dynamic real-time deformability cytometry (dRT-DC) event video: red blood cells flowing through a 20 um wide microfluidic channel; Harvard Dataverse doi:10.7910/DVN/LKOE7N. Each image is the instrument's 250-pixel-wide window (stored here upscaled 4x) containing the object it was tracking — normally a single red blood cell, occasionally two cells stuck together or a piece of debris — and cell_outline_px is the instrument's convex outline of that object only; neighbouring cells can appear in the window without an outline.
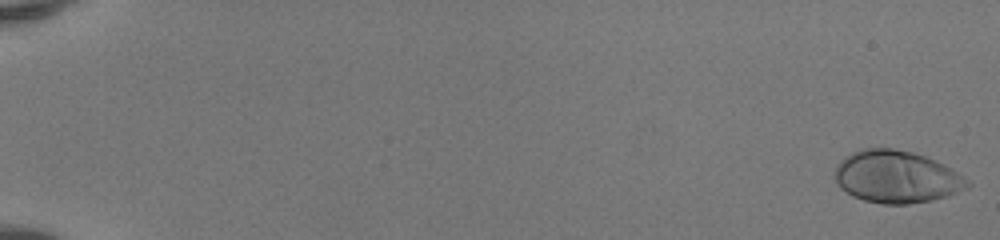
{"species": "human", "species_latin": "Homo sapiens", "temperature_condition": "room temperature", "stored_images_in_passage": 51, "camera_frame_rate_fps": 3000, "um_per_image_px": 0.085, "donor": {"sex": "female"}, "frame": {"image": 1, "passage_image": 1, "time_ms": 0.0, "image_size_px": [1000, 240], "cell_outline_px": [[972, 184], [968, 188], [948, 196], [932, 200], [908, 204], [884, 204], [864, 200], [852, 196], [840, 188], [836, 184], [836, 164], [844, 156], [860, 148], [892, 148], [912, 152], [924, 156], [964, 176]], "centroid_in_image_um": [76.17, 15.04], "position_along_channel_um": 8.8, "area_um2": 40.34}}
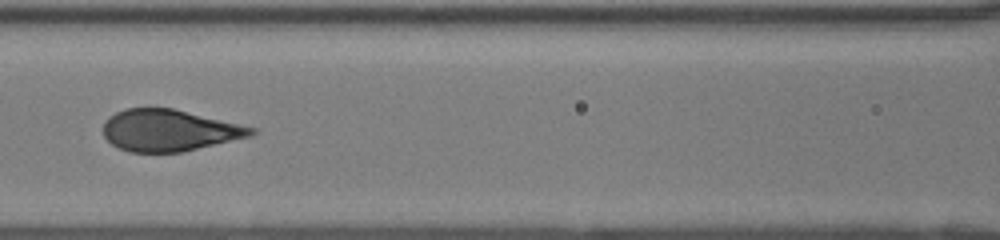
{"frame": {"image": 2, "passage_image": 26, "time_ms": 8.333, "image_size_px": [1000, 240], "cell_outline_px": [[256, 132], [252, 136], [184, 152], [128, 152], [112, 144], [104, 136], [104, 120], [108, 116], [124, 108], [172, 108], [256, 128]], "centroid_in_image_um": [14.37, 11.08], "position_along_channel_um": 152.2, "area_um2": 35.89}}
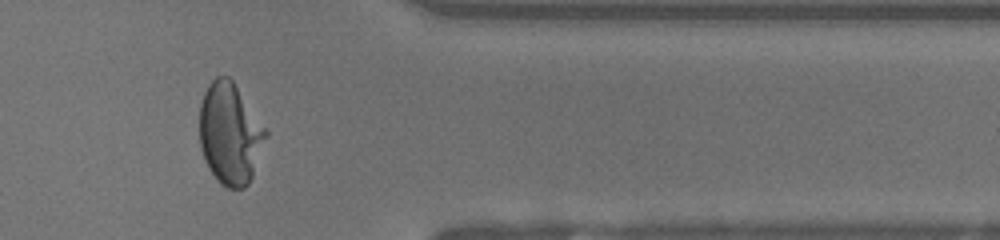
{"frame": {"image": 3, "passage_image": 44, "time_ms": 14.333, "image_size_px": [1000, 240], "cell_outline_px": [[268, 132], [252, 176], [248, 184], [244, 188], [228, 188], [220, 184], [208, 168], [204, 160], [200, 144], [200, 104], [204, 92], [208, 84], [216, 76], [228, 76], [232, 80]], "centroid_in_image_um": [19.53, 11.36], "position_along_channel_um": 391.9, "area_um2": 38.84}, "authors_computed_cell_mechanics": {"area_um2": 37.9168, "velocity_mm_per_s": 4.1523, "shape_relaxation_time_tau1_ms": 4.8716, "shape_relaxation_time_tau2_ms": null, "deformation_change_tau1": 0.2602, "deformation_change_tau2": null}}